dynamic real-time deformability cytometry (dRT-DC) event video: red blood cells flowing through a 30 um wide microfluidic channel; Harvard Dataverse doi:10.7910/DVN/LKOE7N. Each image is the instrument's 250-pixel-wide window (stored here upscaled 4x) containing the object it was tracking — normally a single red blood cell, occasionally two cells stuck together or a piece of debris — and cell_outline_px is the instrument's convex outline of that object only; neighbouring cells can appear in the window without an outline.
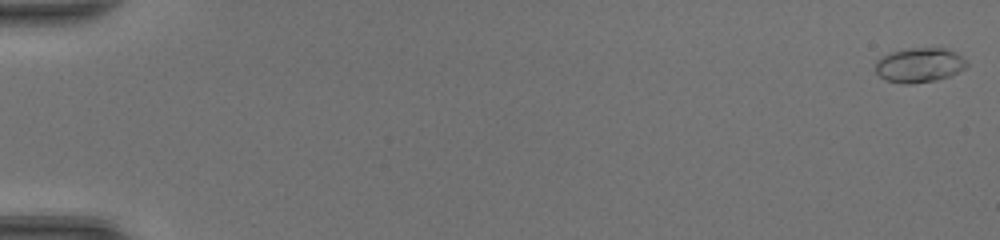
{"species": "common noctule bat (a hibernating species)", "species_latin": "Nyctalus noctula", "temperature_condition": "room temperature", "stored_images_in_passage": 49, "camera_frame_rate_fps": 3000, "um_per_image_px": 0.085, "animal": {"sex": "female", "body_mass_g": 20.0, "forearm_length_mm": 54.0}, "frame": {"image": 1, "passage_image": 1, "time_ms": 0.0, "image_size_px": [1000, 240], "cell_outline_px": [[968, 64], [964, 68], [948, 76], [936, 80], [912, 84], [904, 84], [888, 80], [880, 76], [876, 72], [876, 60], [880, 56], [888, 52], [908, 48], [944, 48], [956, 52]], "centroid_in_image_um": [78.1, 5.52], "position_along_channel_um": 6.9, "area_um2": 18.32}}
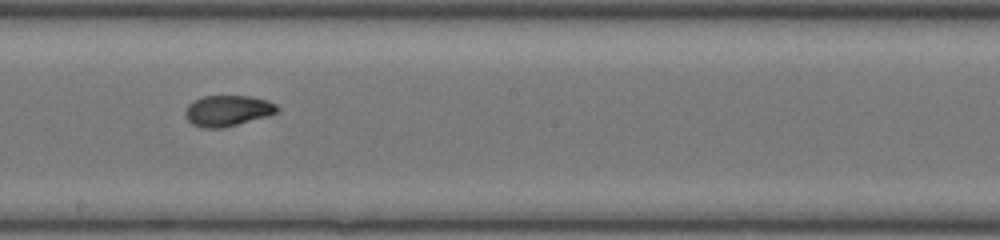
{"frame": {"image": 2, "passage_image": 29, "time_ms": 9.333, "image_size_px": [1000, 240], "cell_outline_px": [[280, 112], [268, 116], [220, 128], [200, 128], [192, 124], [184, 116], [184, 112], [188, 104], [204, 96], [252, 96], [268, 100], [276, 104], [280, 108]], "centroid_in_image_um": [19.37, 9.41], "position_along_channel_um": 228.8, "area_um2": 16.65}}
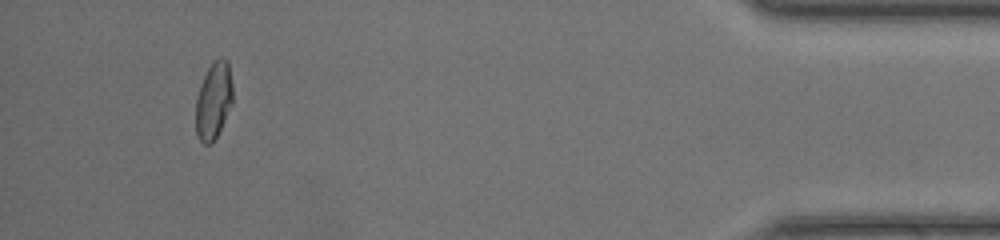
{"frame": {"image": 3, "passage_image": 46, "time_ms": 15.0, "image_size_px": [1000, 240], "cell_outline_px": [[232, 104], [212, 144], [204, 144], [200, 140], [196, 132], [196, 96], [200, 84], [212, 60], [220, 56], [228, 60], [232, 84]], "centroid_in_image_um": [18.15, 8.5], "position_along_channel_um": 417.1, "area_um2": 16.65}, "authors_computed_cell_mechanics": {"area_um2": 16.7042, "velocity_mm_per_s": 4.4039, "shape_relaxation_time_tau1_ms": 6.0938, "shape_relaxation_time_tau2_ms": 1.381, "deformation_change_tau1": 0.2475, "deformation_change_tau2": 0.0566}}